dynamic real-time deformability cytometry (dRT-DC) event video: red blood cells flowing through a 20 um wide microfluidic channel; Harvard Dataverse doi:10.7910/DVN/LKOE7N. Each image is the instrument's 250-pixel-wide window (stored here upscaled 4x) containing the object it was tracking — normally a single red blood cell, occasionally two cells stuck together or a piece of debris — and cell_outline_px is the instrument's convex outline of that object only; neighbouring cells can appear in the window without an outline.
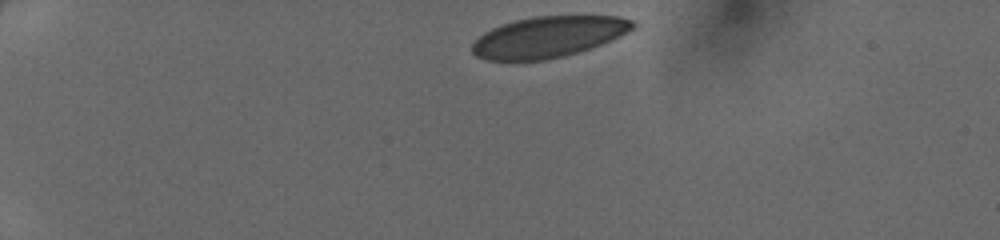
{"species": "human", "species_latin": "Homo sapiens", "temperature_condition": "cold", "stored_images_in_passage": 38, "camera_frame_rate_fps": 3000, "um_per_image_px": 0.085, "donor": {"sex": "female"}, "frame": {"image": 1, "passage_image": 1, "time_ms": 0.0, "image_size_px": [1000, 240], "cell_outline_px": [[636, 28], [592, 48], [564, 56], [544, 60], [484, 60], [476, 56], [472, 52], [472, 44], [484, 32], [500, 24], [532, 16], [616, 16], [632, 20], [636, 24]], "centroid_in_image_um": [46.6, 3.13], "position_along_channel_um": 38.4, "area_um2": 38.32}}
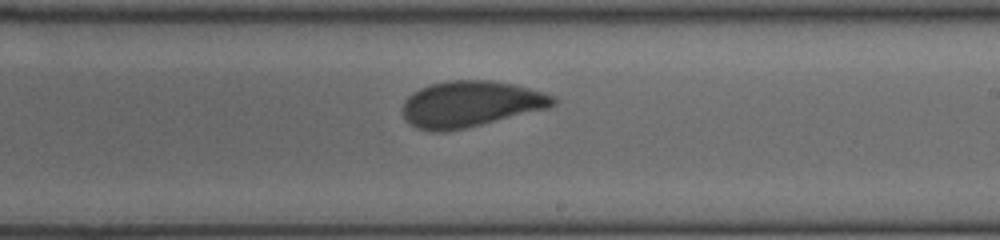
{"frame": {"image": 2, "passage_image": 21, "time_ms": 6.667, "image_size_px": [1000, 240], "cell_outline_px": [[556, 104], [548, 108], [448, 132], [432, 132], [416, 128], [404, 116], [400, 108], [404, 100], [412, 92], [420, 88], [432, 84], [448, 80], [488, 80], [516, 84], [544, 92], [556, 96]], "centroid_in_image_um": [39.98, 8.83], "position_along_channel_um": 249.0, "area_um2": 40.58}}
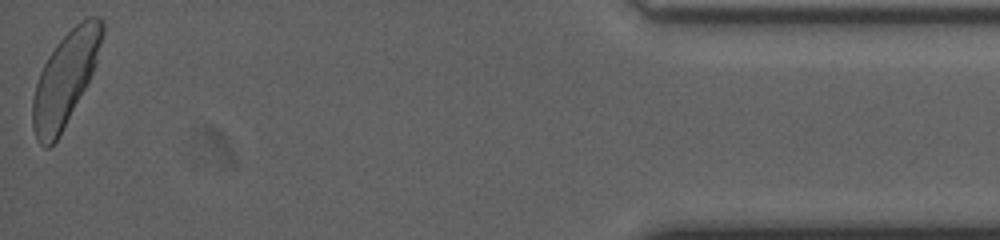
{"frame": {"image": 3, "passage_image": 38, "time_ms": 12.333, "image_size_px": [1000, 240], "cell_outline_px": [[104, 36], [96, 64], [84, 88], [56, 140], [48, 148], [44, 148], [36, 140], [32, 128], [32, 100], [36, 84], [40, 72], [48, 56], [56, 44], [76, 24], [88, 16], [100, 16], [104, 20]], "centroid_in_image_um": [5.54, 6.65], "position_along_channel_um": 429.7, "area_um2": 37.28}}